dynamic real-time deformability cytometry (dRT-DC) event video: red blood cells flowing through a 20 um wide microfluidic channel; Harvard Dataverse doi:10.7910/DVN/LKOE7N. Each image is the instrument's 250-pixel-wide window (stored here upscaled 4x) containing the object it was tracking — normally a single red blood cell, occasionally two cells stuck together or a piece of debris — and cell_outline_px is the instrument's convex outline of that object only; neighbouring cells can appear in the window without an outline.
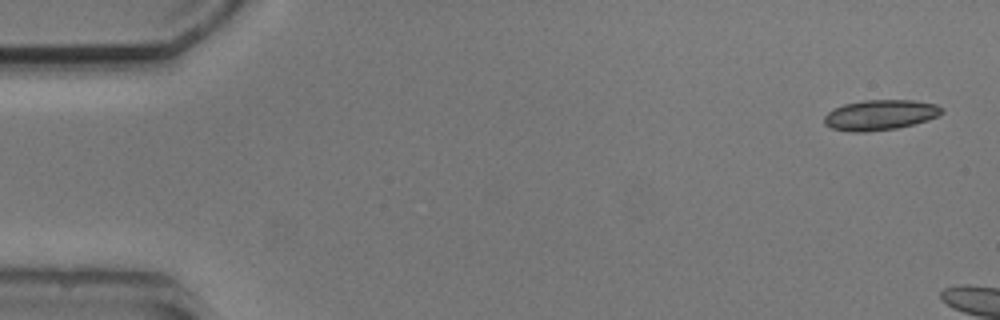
{"species": "common noctule bat (a hibernating species)", "species_latin": "Nyctalus noctula", "temperature_condition": "cold", "stored_images_in_passage": 4, "camera_frame_rate_fps": 3000, "um_per_image_px": 0.085, "animal": {"sex": "male", "body_mass_g": 20.5, "forearm_length_mm": 52.5}, "frame": {"image": 1, "passage_image": 1, "time_ms": 0.0, "image_size_px": [1000, 320], "cell_outline_px": [[944, 112], [940, 116], [928, 120], [896, 128], [864, 132], [852, 132], [832, 128], [824, 124], [824, 116], [828, 112], [844, 104], [864, 100], [912, 100], [936, 104], [944, 108]], "centroid_in_image_um": [74.85, 9.76], "position_along_channel_um": 10.2, "area_um2": 20.75}}